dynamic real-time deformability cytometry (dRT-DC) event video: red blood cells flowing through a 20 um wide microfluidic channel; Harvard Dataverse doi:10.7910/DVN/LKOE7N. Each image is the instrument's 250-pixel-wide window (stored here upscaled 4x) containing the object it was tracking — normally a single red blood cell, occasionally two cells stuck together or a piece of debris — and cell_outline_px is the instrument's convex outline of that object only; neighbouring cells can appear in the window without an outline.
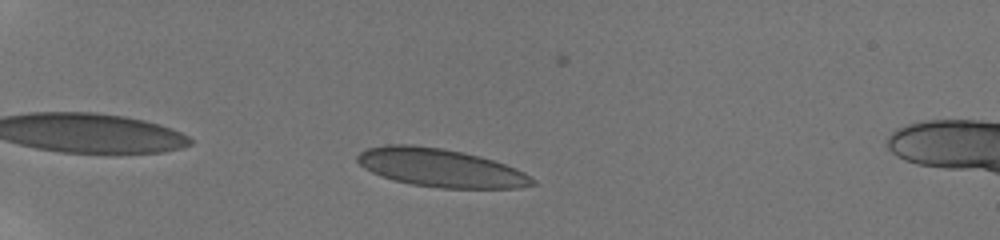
{"species": "human", "species_latin": "Homo sapiens", "temperature_condition": "room temperature", "stored_images_in_passage": 40, "camera_frame_rate_fps": 3000, "um_per_image_px": 0.085, "donor": {"sex": "male"}, "frame": {"image": 1, "passage_image": 7, "time_ms": 1.667, "image_size_px": [1000, 240], "cell_outline_px": [[536, 184], [520, 188], [440, 188], [412, 184], [380, 176], [364, 168], [356, 160], [356, 156], [360, 152], [368, 148], [388, 144], [408, 144], [440, 148], [480, 156], [516, 168], [524, 172], [536, 180]], "centroid_in_image_um": [37.45, 14.27], "position_along_channel_um": 47.5, "area_um2": 38.84}}
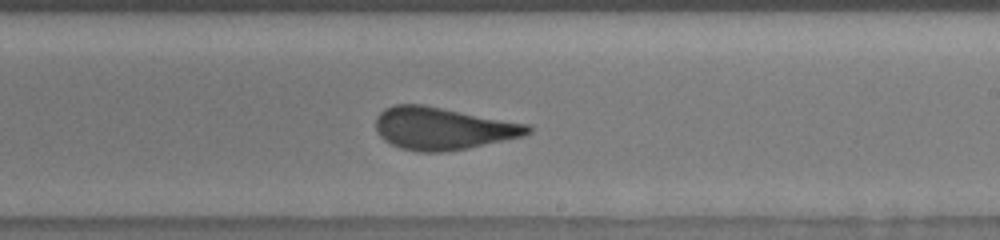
{"frame": {"image": 2, "passage_image": 27, "time_ms": 8.333, "image_size_px": [1000, 240], "cell_outline_px": [[532, 132], [524, 136], [468, 148], [440, 152], [420, 152], [400, 148], [384, 140], [380, 136], [376, 128], [376, 116], [384, 108], [392, 104], [424, 104], [532, 124]], "centroid_in_image_um": [37.67, 10.9], "position_along_channel_um": 251.3, "area_um2": 38.03}}
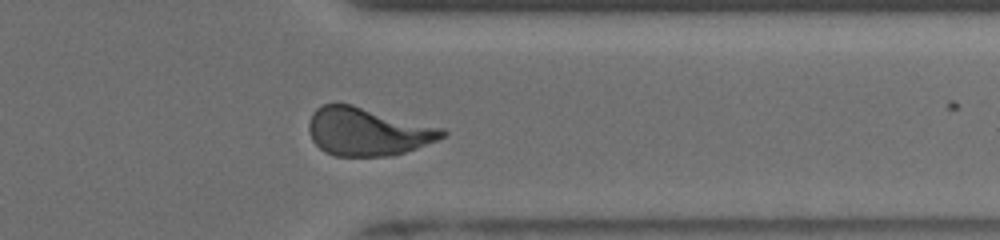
{"frame": {"image": 3, "passage_image": 34, "time_ms": 11.667, "image_size_px": [1000, 240], "cell_outline_px": [[448, 132], [444, 136], [436, 140], [416, 148], [392, 156], [336, 156], [324, 152], [312, 140], [308, 128], [308, 124], [312, 112], [316, 108], [324, 104], [352, 104], [444, 128]], "centroid_in_image_um": [31.23, 11.18], "position_along_channel_um": 380.2, "area_um2": 37.4}, "authors_computed_cell_mechanics": {"area_um2": 37.8012, "velocity_mm_per_s": 3.867, "shape_relaxation_time_tau1_ms": 8.8197, "shape_relaxation_time_tau2_ms": null, "deformation_change_tau1": 0.2321, "deformation_change_tau2": null}}